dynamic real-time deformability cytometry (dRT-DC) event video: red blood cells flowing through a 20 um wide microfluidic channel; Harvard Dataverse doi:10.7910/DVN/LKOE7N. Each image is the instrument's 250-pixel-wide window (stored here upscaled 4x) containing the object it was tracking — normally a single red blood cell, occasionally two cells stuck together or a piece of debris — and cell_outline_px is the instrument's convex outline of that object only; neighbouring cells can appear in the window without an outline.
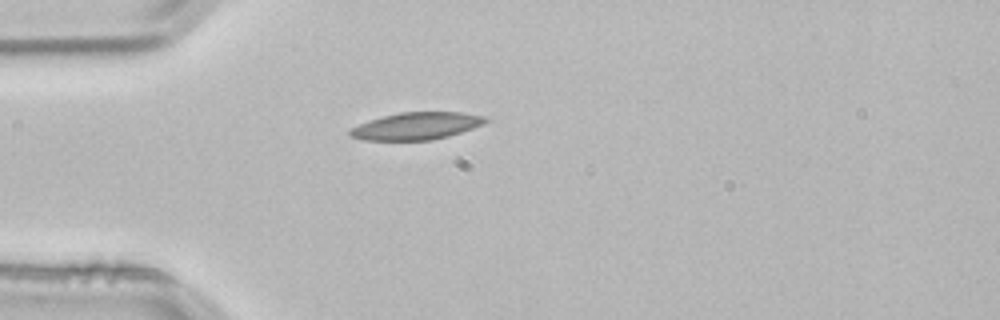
{"species": "common noctule bat (a hibernating species)", "species_latin": "Nyctalus noctula", "temperature_condition": "room temperature", "stored_images_in_passage": 3, "camera_frame_rate_fps": 3000, "um_per_image_px": 0.085, "animal": {"sex": "male", "body_mass_g": 21.5, "forearm_length_mm": 52.0}, "frame": {"image": 1, "passage_image": 3, "time_ms": 0.667, "image_size_px": [1000, 320], "cell_outline_px": [[492, 120], [484, 124], [448, 136], [432, 140], [360, 140], [348, 136], [348, 132], [352, 128], [368, 120], [400, 112], [464, 112], [484, 116]], "centroid_in_image_um": [35.41, 10.71], "position_along_channel_um": 49.6, "area_um2": 21.62}}